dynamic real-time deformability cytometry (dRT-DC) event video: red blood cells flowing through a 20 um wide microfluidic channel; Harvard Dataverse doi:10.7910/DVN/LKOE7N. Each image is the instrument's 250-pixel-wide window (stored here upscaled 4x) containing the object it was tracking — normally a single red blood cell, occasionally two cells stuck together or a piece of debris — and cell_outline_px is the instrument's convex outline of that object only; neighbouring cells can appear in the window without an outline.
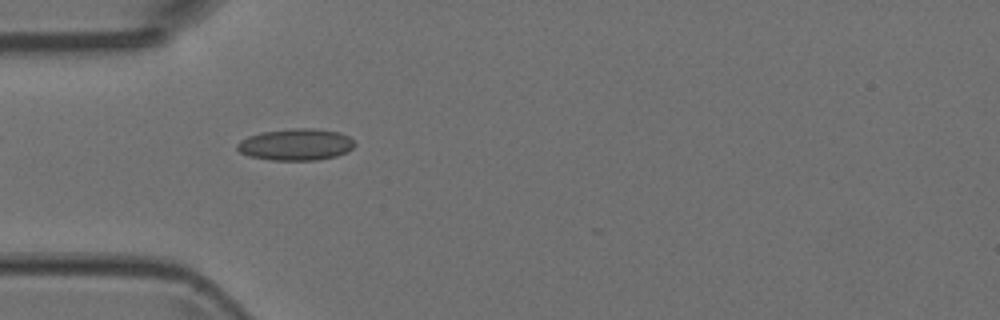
{"species": "Egyptian fruit bat (a non-hibernating species)", "species_latin": "Rousettus aegyptiacus", "temperature_condition": "room temperature", "stored_images_in_passage": 6, "camera_frame_rate_fps": 3000, "um_per_image_px": 0.085, "animal": {"sex": "female"}, "frame": {"image": 1, "passage_image": 4, "time_ms": 1.0, "image_size_px": [1000, 320], "cell_outline_px": [[356, 144], [348, 152], [336, 156], [316, 160], [272, 160], [248, 156], [240, 152], [236, 148], [236, 144], [240, 140], [248, 136], [260, 132], [296, 128], [312, 128], [340, 132], [348, 136]], "centroid_in_image_um": [25.14, 12.28], "position_along_channel_um": 59.9, "area_um2": 21.79}}
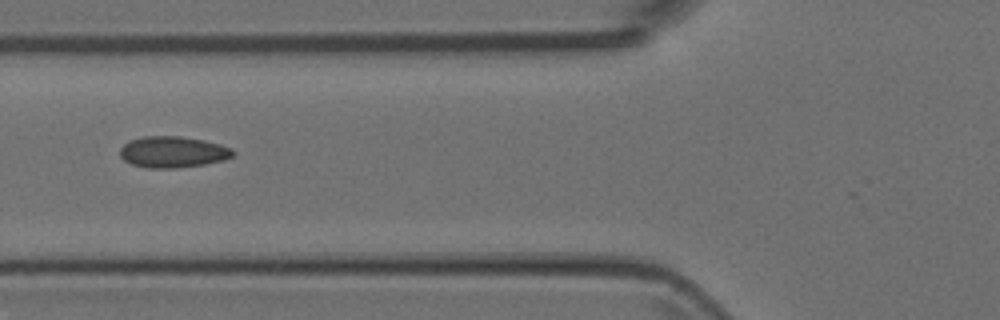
{"frame": {"image": 2, "passage_image": 5, "time_ms": 1.333, "image_size_px": [1000, 320], "cell_outline_px": [[236, 152], [232, 156], [224, 160], [204, 164], [176, 168], [148, 168], [132, 164], [124, 160], [120, 156], [120, 148], [128, 140], [144, 136], [180, 136], [204, 140], [220, 144], [232, 148]], "centroid_in_image_um": [14.69, 12.91], "position_along_channel_um": 111.1, "area_um2": 20.69}}
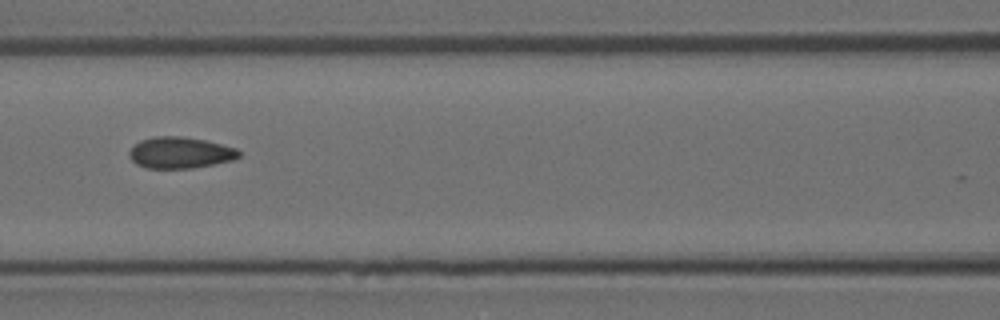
{"frame": {"image": 3, "passage_image": 6, "time_ms": 1.667, "image_size_px": [1000, 320], "cell_outline_px": [[240, 156], [232, 160], [192, 168], [148, 168], [136, 164], [128, 156], [128, 152], [140, 140], [152, 136], [180, 136], [204, 140], [236, 148], [240, 152]], "centroid_in_image_um": [15.28, 12.97], "position_along_channel_um": 151.3, "area_um2": 19.88}}